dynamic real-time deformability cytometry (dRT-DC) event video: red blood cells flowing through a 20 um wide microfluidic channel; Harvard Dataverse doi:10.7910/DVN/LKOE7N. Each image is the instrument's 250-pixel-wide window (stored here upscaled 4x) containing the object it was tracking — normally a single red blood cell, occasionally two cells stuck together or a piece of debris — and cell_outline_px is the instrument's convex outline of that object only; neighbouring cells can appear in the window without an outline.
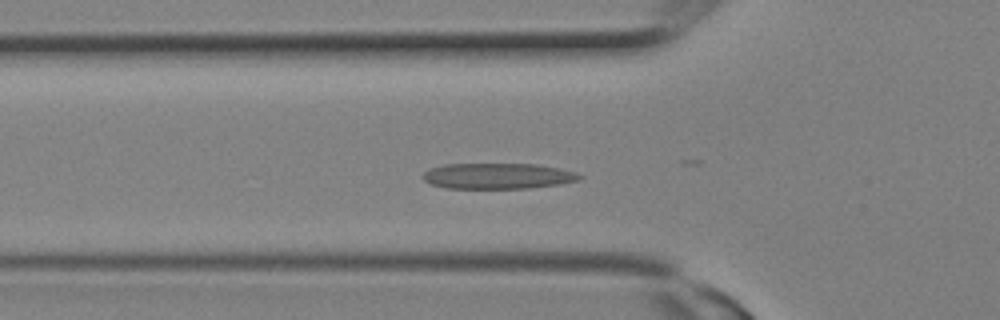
{"species": "Egyptian fruit bat (a non-hibernating species)", "species_latin": "Rousettus aegyptiacus", "temperature_condition": "room temperature", "stored_images_in_passage": 9, "camera_frame_rate_fps": 3000, "um_per_image_px": 0.085, "animal": {"sex": "female"}, "frame": {"image": 1, "passage_image": 7, "time_ms": 2.0, "image_size_px": [1000, 320], "cell_outline_px": [[584, 176], [580, 180], [560, 184], [528, 188], [448, 188], [432, 184], [424, 180], [420, 176], [428, 168], [444, 164], [536, 164], [576, 172]], "centroid_in_image_um": [42.29, 14.95], "position_along_channel_um": 83.5, "area_um2": 23.52}}
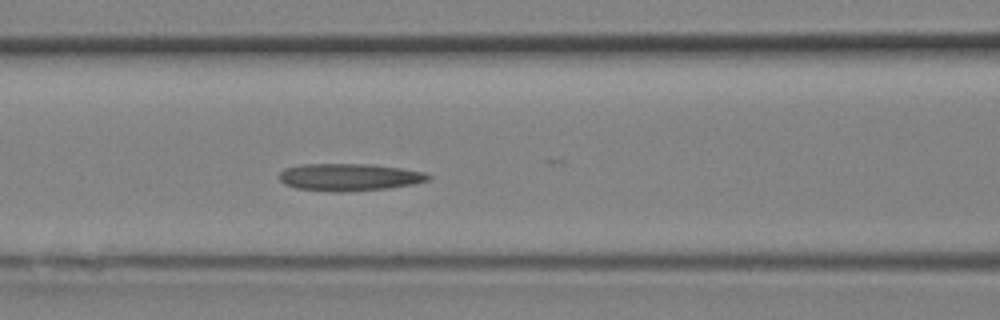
{"frame": {"image": 2, "passage_image": 9, "time_ms": 2.667, "image_size_px": [1000, 320], "cell_outline_px": [[432, 176], [428, 180], [412, 184], [388, 188], [348, 192], [328, 192], [296, 188], [284, 184], [280, 180], [280, 172], [284, 168], [300, 164], [368, 164], [400, 168], [428, 172]], "centroid_in_image_um": [29.68, 15.06], "position_along_channel_um": 136.9, "area_um2": 23.93}}